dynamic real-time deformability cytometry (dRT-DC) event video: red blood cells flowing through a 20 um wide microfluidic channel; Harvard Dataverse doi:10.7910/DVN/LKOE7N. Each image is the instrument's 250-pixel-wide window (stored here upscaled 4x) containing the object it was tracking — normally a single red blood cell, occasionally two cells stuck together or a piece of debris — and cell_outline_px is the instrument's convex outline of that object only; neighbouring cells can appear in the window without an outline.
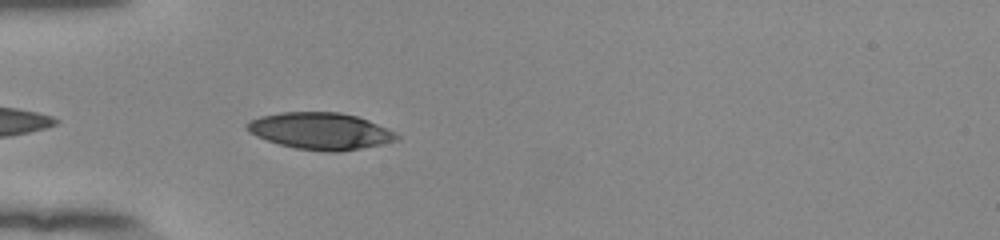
{"species": "human", "species_latin": "Homo sapiens", "temperature_condition": "room temperature", "stored_images_in_passage": 38, "camera_frame_rate_fps": 3000, "um_per_image_px": 0.085, "donor": {"sex": "female"}, "frame": {"image": 1, "passage_image": 2, "time_ms": 0.333, "image_size_px": [1000, 240], "cell_outline_px": [[400, 140], [340, 152], [328, 152], [296, 148], [280, 144], [256, 136], [248, 132], [244, 128], [244, 124], [260, 116], [280, 112], [340, 112], [356, 116], [368, 120], [396, 132], [400, 136]], "centroid_in_image_um": [27.23, 11.13], "position_along_channel_um": 57.8, "area_um2": 32.14}}
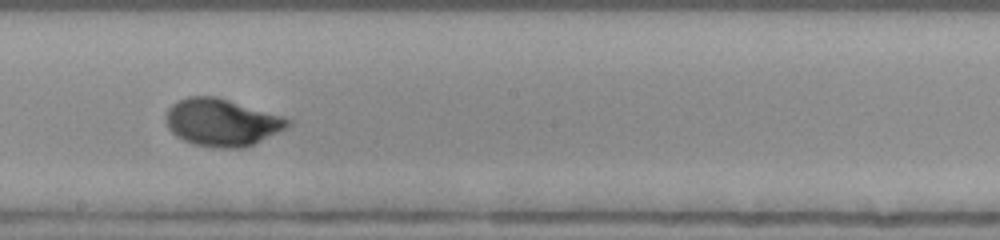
{"frame": {"image": 2, "passage_image": 16, "time_ms": 5.0, "image_size_px": [1000, 240], "cell_outline_px": [[292, 124], [244, 148], [216, 148], [192, 144], [176, 136], [168, 128], [164, 120], [164, 116], [168, 108], [172, 104], [188, 96], [216, 96], [284, 116], [292, 120]], "centroid_in_image_um": [18.81, 10.39], "position_along_channel_um": 229.4, "area_um2": 33.64}}
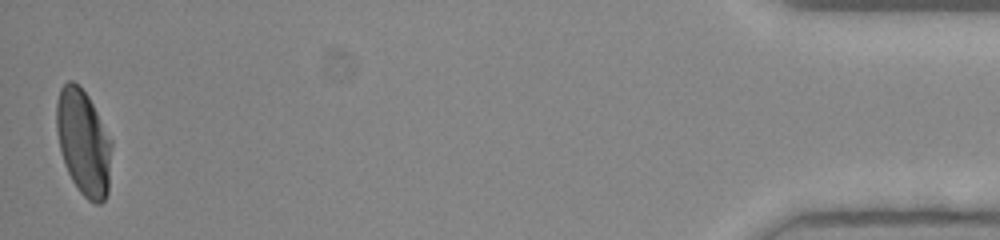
{"frame": {"image": 3, "passage_image": 38, "time_ms": 12.333, "image_size_px": [1000, 240], "cell_outline_px": [[112, 144], [108, 192], [104, 200], [100, 204], [96, 204], [88, 200], [80, 192], [72, 180], [64, 164], [60, 152], [56, 132], [56, 104], [60, 88], [68, 80], [72, 80], [88, 96], [112, 140]], "centroid_in_image_um": [7.09, 12.12], "position_along_channel_um": 428.1, "area_um2": 34.04}, "authors_computed_cell_mechanics": {"area_um2": 32.8304, "velocity_mm_per_s": 3.8527, "shape_relaxation_time_tau1_ms": 3.6792, "shape_relaxation_time_tau2_ms": null, "deformation_change_tau1": 0.1958, "deformation_change_tau2": null}}